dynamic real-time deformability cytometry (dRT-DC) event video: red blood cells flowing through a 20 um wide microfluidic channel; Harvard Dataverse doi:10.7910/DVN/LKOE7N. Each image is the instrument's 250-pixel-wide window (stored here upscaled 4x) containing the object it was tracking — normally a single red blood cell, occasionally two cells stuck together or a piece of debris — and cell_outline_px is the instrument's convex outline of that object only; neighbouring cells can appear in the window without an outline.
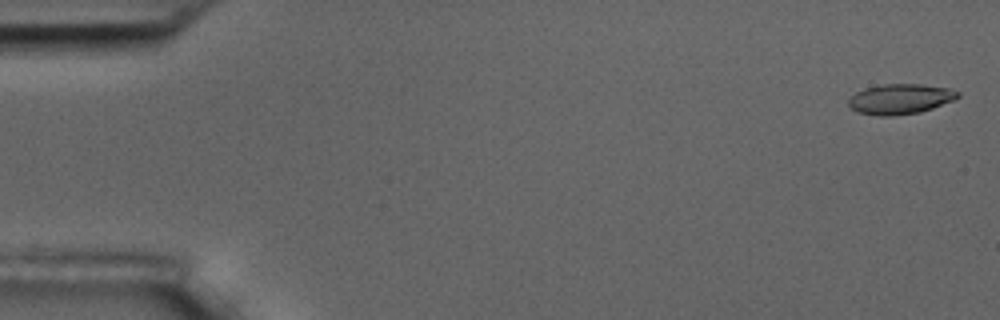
{"species": "common noctule bat (a hibernating species)", "species_latin": "Nyctalus noctula", "temperature_condition": "room temperature", "stored_images_in_passage": 6, "camera_frame_rate_fps": 3000, "um_per_image_px": 0.085, "animal": {"sex": "male", "body_mass_g": 17.5, "forearm_length_mm": 52.3}, "frame": {"image": 1, "passage_image": 1, "time_ms": 0.0, "image_size_px": [1000, 320], "cell_outline_px": [[960, 96], [956, 100], [920, 112], [892, 116], [880, 116], [856, 112], [848, 104], [848, 100], [856, 92], [864, 88], [884, 84], [920, 84], [948, 88], [960, 92]], "centroid_in_image_um": [76.53, 8.42], "position_along_channel_um": 8.5, "area_um2": 19.31}}